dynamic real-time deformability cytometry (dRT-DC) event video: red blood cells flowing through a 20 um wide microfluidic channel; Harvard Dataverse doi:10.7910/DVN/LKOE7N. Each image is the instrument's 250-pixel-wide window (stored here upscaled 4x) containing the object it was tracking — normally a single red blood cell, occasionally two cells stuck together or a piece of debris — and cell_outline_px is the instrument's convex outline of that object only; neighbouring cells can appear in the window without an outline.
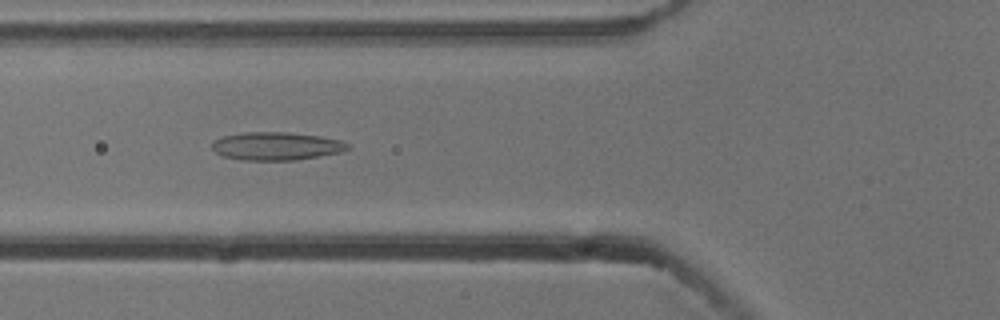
{"species": "common noctule bat (a hibernating species)", "species_latin": "Nyctalus noctula", "temperature_condition": "cold", "stored_images_in_passage": 8, "camera_frame_rate_fps": 3000, "um_per_image_px": 0.085, "animal": {"sex": "male", "body_mass_g": 13.3}, "frame": {"image": 1, "passage_image": 3, "time_ms": 0.667, "image_size_px": [1000, 320], "cell_outline_px": [[352, 148], [340, 152], [320, 156], [296, 160], [240, 160], [224, 156], [216, 152], [212, 148], [212, 140], [224, 136], [244, 132], [288, 132], [320, 136], [340, 140], [348, 144]], "centroid_in_image_um": [23.49, 12.42], "position_along_channel_um": 102.3, "area_um2": 22.25}}
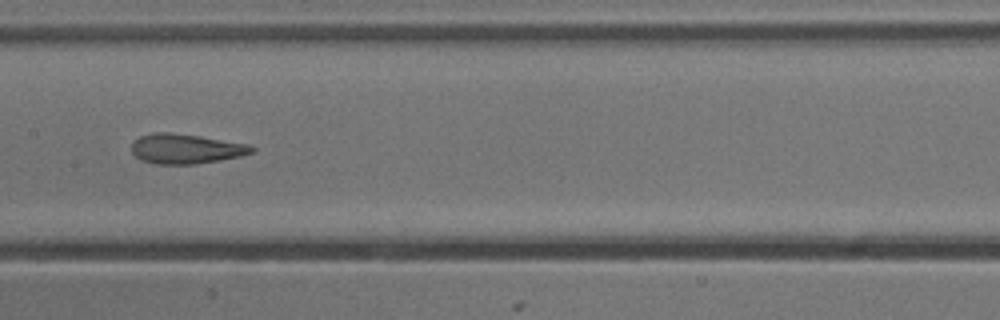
{"frame": {"image": 2, "passage_image": 5, "time_ms": 1.333, "image_size_px": [1000, 320], "cell_outline_px": [[256, 148], [252, 152], [240, 156], [220, 160], [196, 164], [156, 164], [140, 160], [132, 152], [132, 144], [140, 136], [152, 132], [168, 132], [200, 136], [252, 144]], "centroid_in_image_um": [15.82, 12.64], "position_along_channel_um": 191.6, "area_um2": 20.98}}
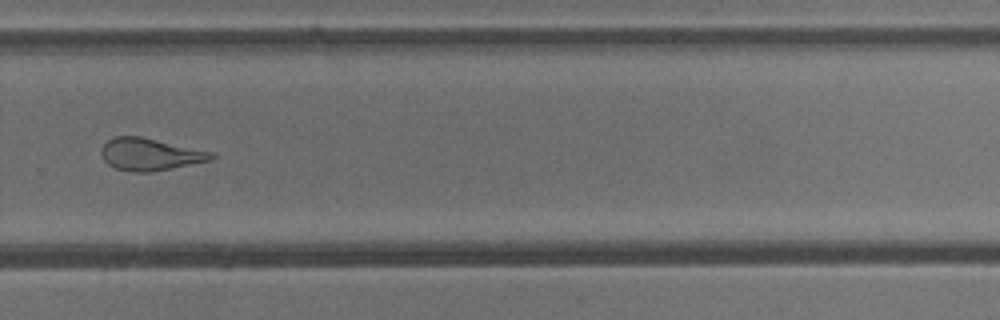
{"frame": {"image": 3, "passage_image": 8, "time_ms": 2.333, "image_size_px": [1000, 320], "cell_outline_px": [[216, 156], [212, 160], [152, 172], [132, 172], [116, 168], [108, 164], [104, 160], [100, 152], [100, 148], [108, 140], [116, 136], [140, 136], [212, 152]], "centroid_in_image_um": [12.73, 13.12], "position_along_channel_um": 317.1, "area_um2": 20.58}}